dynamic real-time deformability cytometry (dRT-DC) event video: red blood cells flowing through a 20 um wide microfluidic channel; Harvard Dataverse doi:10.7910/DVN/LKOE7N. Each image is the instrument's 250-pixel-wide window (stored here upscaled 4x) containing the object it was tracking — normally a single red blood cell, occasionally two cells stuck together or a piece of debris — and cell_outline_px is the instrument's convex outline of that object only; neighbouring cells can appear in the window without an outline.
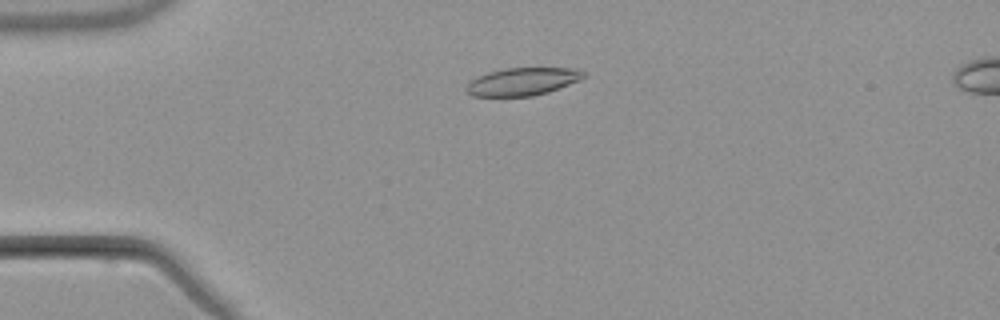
{"species": "common noctule bat (a hibernating species)", "species_latin": "Nyctalus noctula", "temperature_condition": "warm", "stored_images_in_passage": 6, "camera_frame_rate_fps": 3000, "um_per_image_px": 0.085, "animal": {"sex": "male", "body_mass_g": 21.5, "forearm_length_mm": 52.0}, "frame": {"image": 1, "passage_image": 4, "time_ms": 3.667, "image_size_px": [1000, 320], "cell_outline_px": [[588, 76], [580, 80], [548, 92], [532, 96], [472, 96], [464, 88], [476, 76], [488, 72], [504, 68], [580, 68]], "centroid_in_image_um": [44.44, 6.92], "position_along_channel_um": 40.6, "area_um2": 19.07}}
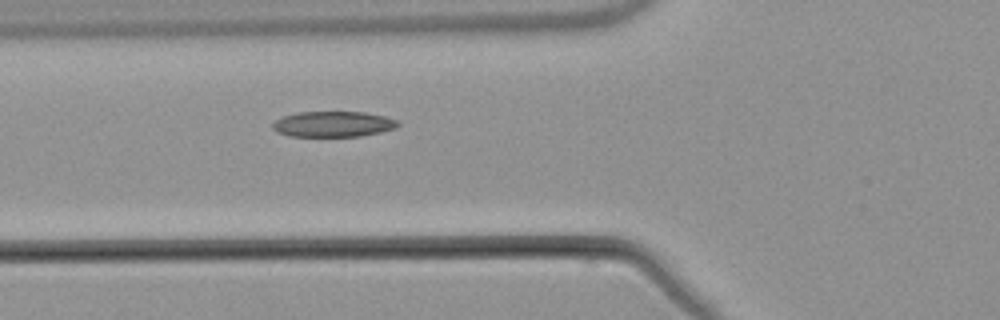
{"frame": {"image": 2, "passage_image": 6, "time_ms": 6.0, "image_size_px": [1000, 320], "cell_outline_px": [[400, 124], [396, 128], [380, 132], [360, 136], [288, 136], [276, 132], [272, 128], [272, 124], [276, 120], [284, 116], [300, 112], [364, 112], [384, 116], [396, 120]], "centroid_in_image_um": [28.31, 10.55], "position_along_channel_um": 97.5, "area_um2": 18.61}}